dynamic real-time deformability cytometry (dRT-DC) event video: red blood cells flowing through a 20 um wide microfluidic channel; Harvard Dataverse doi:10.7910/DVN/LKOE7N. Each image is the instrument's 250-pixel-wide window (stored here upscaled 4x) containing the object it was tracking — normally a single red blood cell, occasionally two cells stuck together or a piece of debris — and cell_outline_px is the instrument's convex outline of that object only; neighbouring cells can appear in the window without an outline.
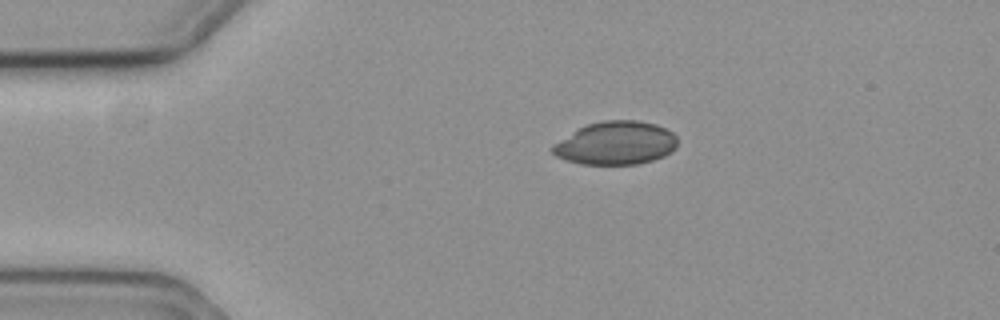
{"species": "common noctule bat (a hibernating species)", "species_latin": "Nyctalus noctula", "temperature_condition": "cold", "stored_images_in_passage": 43, "camera_frame_rate_fps": 3000, "um_per_image_px": 0.085, "animal": {"sex": "female", "body_mass_g": 19.3, "forearm_length_mm": 54.1}, "frame": {"image": 1, "passage_image": 1, "time_ms": 0.0, "image_size_px": [1000, 320], "cell_outline_px": [[676, 148], [672, 152], [664, 156], [652, 160], [636, 164], [580, 164], [564, 160], [556, 156], [552, 152], [552, 144], [580, 128], [588, 124], [604, 120], [636, 120], [656, 124], [672, 132], [676, 136]], "centroid_in_image_um": [52.34, 12.17], "position_along_channel_um": 32.7, "area_um2": 31.39}}
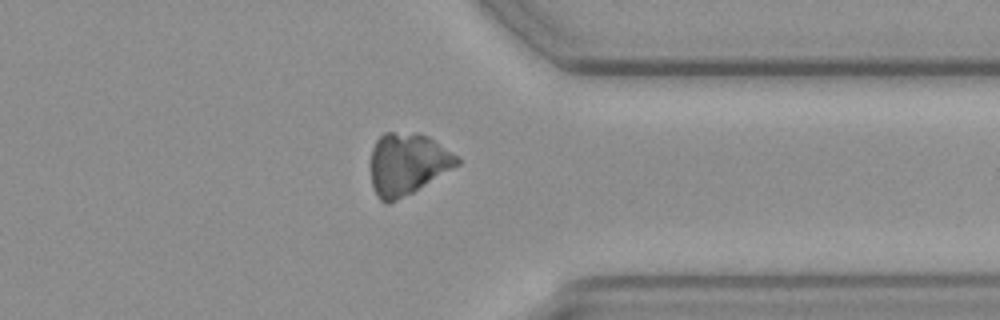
{"frame": {"image": 2, "passage_image": 34, "time_ms": 11.0, "image_size_px": [1000, 320], "cell_outline_px": [[460, 164], [412, 192], [388, 204], [384, 204], [376, 196], [372, 184], [372, 148], [376, 140], [384, 132], [416, 132], [428, 136], [460, 156]], "centroid_in_image_um": [34.64, 13.91], "position_along_channel_um": 376.8, "area_um2": 31.1}}
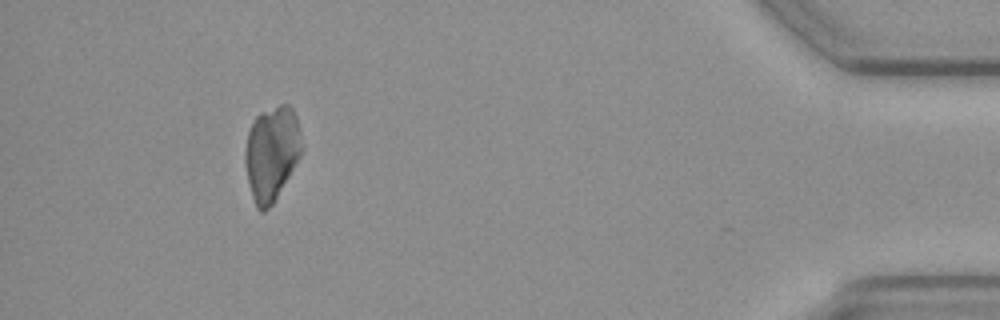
{"frame": {"image": 3, "passage_image": 42, "time_ms": 13.667, "image_size_px": [1000, 320], "cell_outline_px": [[304, 148], [300, 156], [272, 204], [264, 212], [260, 212], [256, 208], [252, 196], [248, 180], [244, 160], [244, 152], [248, 132], [256, 116], [260, 112], [280, 104], [288, 104], [292, 108], [296, 116]], "centroid_in_image_um": [23.09, 13.0], "position_along_channel_um": 412.1, "area_um2": 31.1}}